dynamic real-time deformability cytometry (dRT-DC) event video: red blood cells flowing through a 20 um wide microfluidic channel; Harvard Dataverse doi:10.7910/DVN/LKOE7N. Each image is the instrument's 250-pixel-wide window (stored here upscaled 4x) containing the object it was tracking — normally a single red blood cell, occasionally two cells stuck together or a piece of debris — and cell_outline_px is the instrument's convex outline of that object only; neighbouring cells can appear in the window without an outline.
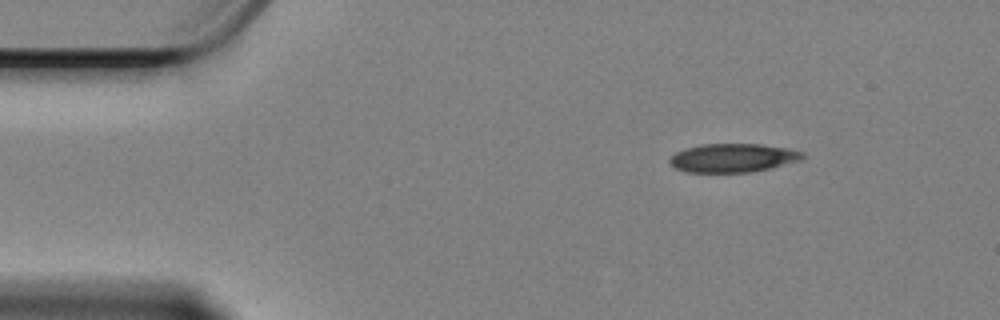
{"species": "Egyptian fruit bat (a non-hibernating species)", "species_latin": "Rousettus aegyptiacus", "temperature_condition": "cold", "stored_images_in_passage": 52, "camera_frame_rate_fps": 3000, "um_per_image_px": 0.085, "animal": {"sex": "female"}, "frame": {"image": 1, "passage_image": 1, "time_ms": 0.0, "image_size_px": [1000, 320], "cell_outline_px": [[804, 156], [800, 160], [772, 168], [752, 172], [684, 172], [676, 168], [668, 160], [676, 152], [688, 148], [704, 144], [760, 144], [784, 148], [804, 152]], "centroid_in_image_um": [62.31, 13.43], "position_along_channel_um": 22.7, "area_um2": 21.96}}
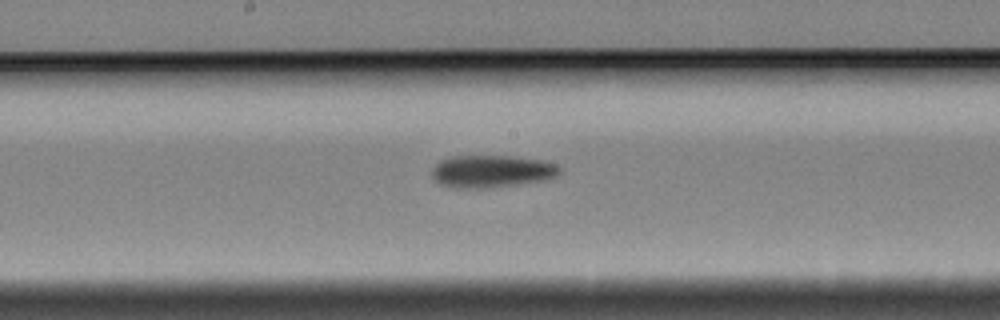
{"frame": {"image": 2, "passage_image": 23, "time_ms": 7.333, "image_size_px": [1000, 320], "cell_outline_px": [[560, 172], [556, 176], [540, 180], [520, 184], [484, 188], [448, 188], [440, 184], [432, 176], [432, 168], [440, 160], [448, 156], [516, 156], [544, 160], [556, 164], [560, 168]], "centroid_in_image_um": [41.75, 14.55], "position_along_channel_um": 206.4, "area_um2": 24.28}}
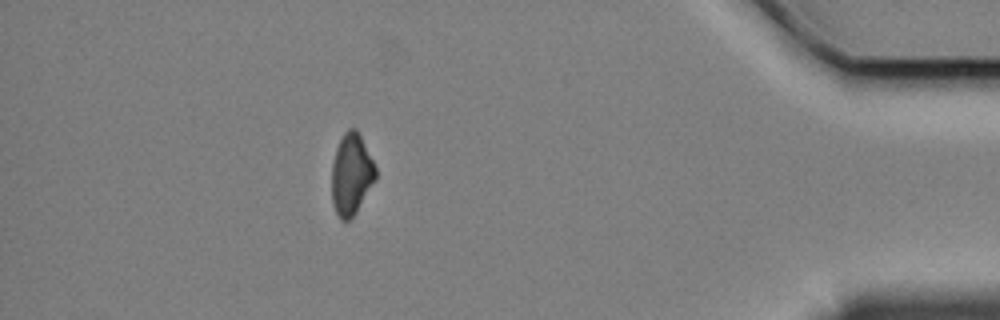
{"frame": {"image": 3, "passage_image": 45, "time_ms": 14.667, "image_size_px": [1000, 320], "cell_outline_px": [[376, 180], [356, 212], [348, 220], [340, 220], [336, 212], [332, 200], [332, 164], [336, 148], [344, 132], [348, 128], [356, 128], [376, 168]], "centroid_in_image_um": [29.86, 14.82], "position_along_channel_um": 405.3, "area_um2": 20.58}, "authors_computed_cell_mechanics": {"area_um2": 22.9177, "velocity_mm_per_s": 3.378, "shape_relaxation_time_tau1_ms": 7.9574, "shape_relaxation_time_tau2_ms": null, "deformation_change_tau1": 0.1524, "deformation_change_tau2": null}}